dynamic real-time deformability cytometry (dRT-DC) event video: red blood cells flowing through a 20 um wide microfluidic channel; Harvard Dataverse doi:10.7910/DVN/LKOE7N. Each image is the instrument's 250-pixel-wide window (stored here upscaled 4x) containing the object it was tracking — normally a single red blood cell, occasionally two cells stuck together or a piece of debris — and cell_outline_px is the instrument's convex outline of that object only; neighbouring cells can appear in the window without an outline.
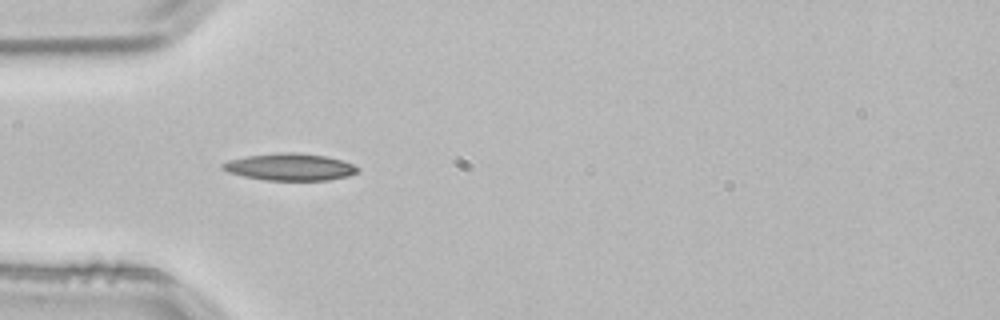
{"species": "common noctule bat (a hibernating species)", "species_latin": "Nyctalus noctula", "temperature_condition": "room temperature", "stored_images_in_passage": 2, "camera_frame_rate_fps": 3000, "um_per_image_px": 0.085, "animal": {"sex": "male", "body_mass_g": 21.5, "forearm_length_mm": 52.0}, "frame": {"image": 1, "passage_image": 2, "time_ms": 0.333, "image_size_px": [1000, 320], "cell_outline_px": [[360, 168], [356, 172], [348, 176], [328, 180], [264, 180], [244, 176], [228, 172], [220, 168], [220, 164], [228, 160], [248, 156], [276, 152], [296, 152], [324, 156], [340, 160], [352, 164]], "centroid_in_image_um": [24.6, 14.19], "position_along_channel_um": 60.4, "area_um2": 21.21}}